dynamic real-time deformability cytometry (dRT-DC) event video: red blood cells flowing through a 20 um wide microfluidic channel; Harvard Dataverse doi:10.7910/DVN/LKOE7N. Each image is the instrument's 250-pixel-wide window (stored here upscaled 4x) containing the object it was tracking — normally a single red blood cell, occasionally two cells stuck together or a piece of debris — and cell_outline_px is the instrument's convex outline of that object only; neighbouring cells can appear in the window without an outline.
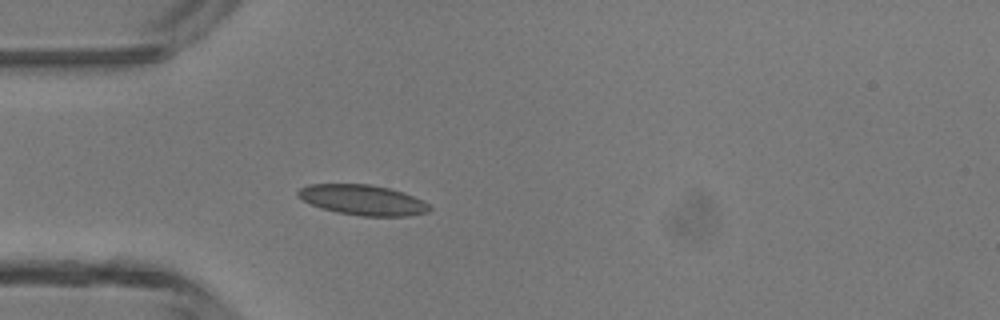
{"species": "common noctule bat (a hibernating species)", "species_latin": "Nyctalus noctula", "temperature_condition": "room temperature", "stored_images_in_passage": 35, "camera_frame_rate_fps": 3000, "um_per_image_px": 0.085, "animal": {"sex": "male", "body_mass_g": 13.3}, "frame": {"image": 1, "passage_image": 1, "time_ms": 0.0, "image_size_px": [1000, 320], "cell_outline_px": [[432, 208], [428, 212], [408, 216], [360, 216], [336, 212], [320, 208], [296, 196], [296, 192], [300, 188], [308, 184], [372, 184], [404, 192], [428, 204]], "centroid_in_image_um": [30.81, 17.0], "position_along_channel_um": 54.2, "area_um2": 23.24}}
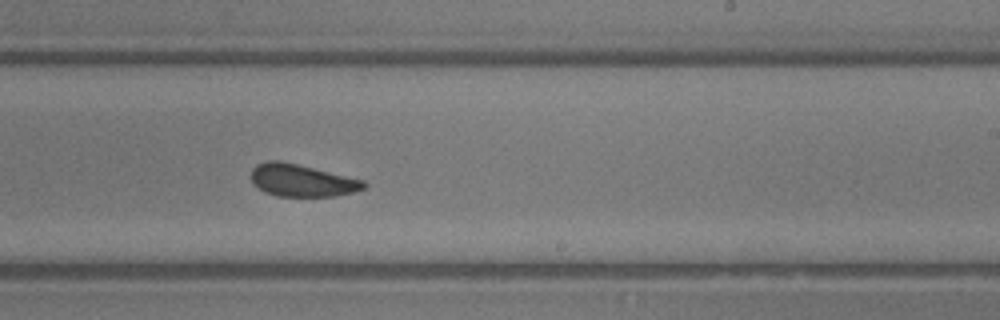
{"frame": {"image": 2, "passage_image": 16, "time_ms": 5.0, "image_size_px": [1000, 320], "cell_outline_px": [[368, 188], [336, 196], [276, 196], [264, 192], [252, 184], [252, 168], [256, 164], [268, 160], [280, 160], [364, 180], [368, 184]], "centroid_in_image_um": [25.65, 15.34], "position_along_channel_um": 263.3, "area_um2": 21.33}}
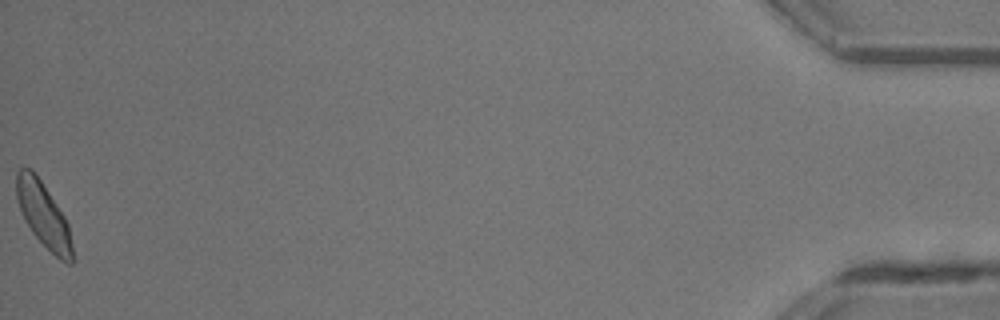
{"frame": {"image": 3, "passage_image": 35, "time_ms": 11.333, "image_size_px": [1000, 320], "cell_outline_px": [[72, 264], [68, 264], [60, 260], [32, 232], [24, 220], [16, 200], [16, 172], [20, 168], [32, 168], [64, 216], [68, 224], [72, 244]], "centroid_in_image_um": [3.67, 18.25], "position_along_channel_um": 431.5, "area_um2": 20.75}, "authors_computed_cell_mechanics": {"area_um2": 21.386, "velocity_mm_per_s": 4.3164, "shape_relaxation_time_tau1_ms": 7.6806, "shape_relaxation_time_tau2_ms": 1.8771, "deformation_change_tau1": 0.1317, "deformation_change_tau2": 0.0858}}